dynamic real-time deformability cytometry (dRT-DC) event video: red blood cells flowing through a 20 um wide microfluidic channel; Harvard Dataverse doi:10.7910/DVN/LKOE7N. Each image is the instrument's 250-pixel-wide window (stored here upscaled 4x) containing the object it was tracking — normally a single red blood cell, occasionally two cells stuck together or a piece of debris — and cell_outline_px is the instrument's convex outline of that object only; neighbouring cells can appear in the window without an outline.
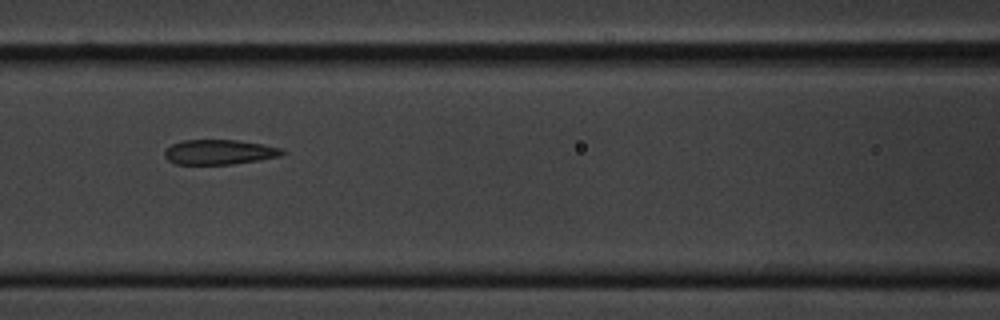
{"species": "common noctule bat (a hibernating species)", "species_latin": "Nyctalus noctula", "temperature_condition": "cold", "stored_images_in_passage": 6, "camera_frame_rate_fps": 3000, "um_per_image_px": 0.085, "animal": {"sex": "male", "body_mass_g": 20.1, "forearm_length_mm": 53.5}, "frame": {"image": 1, "passage_image": 3, "time_ms": 2.0, "image_size_px": [1000, 320], "cell_outline_px": [[284, 152], [280, 156], [260, 160], [232, 164], [176, 164], [168, 160], [164, 156], [164, 152], [172, 144], [184, 140], [236, 140], [264, 144], [284, 148]], "centroid_in_image_um": [18.67, 12.92], "position_along_channel_um": 147.9, "area_um2": 17.05}}
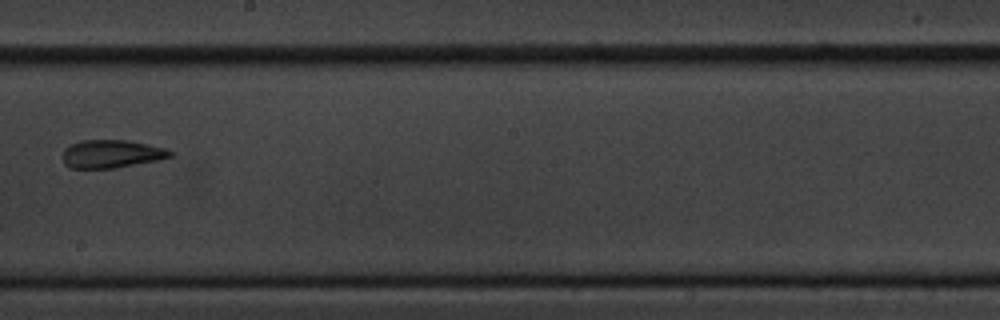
{"frame": {"image": 2, "passage_image": 5, "time_ms": 4.667, "image_size_px": [1000, 320], "cell_outline_px": [[172, 156], [160, 160], [116, 168], [68, 168], [64, 164], [64, 148], [80, 140], [128, 140], [164, 148], [172, 152]], "centroid_in_image_um": [9.47, 13.09], "position_along_channel_um": 238.7, "area_um2": 17.57}}
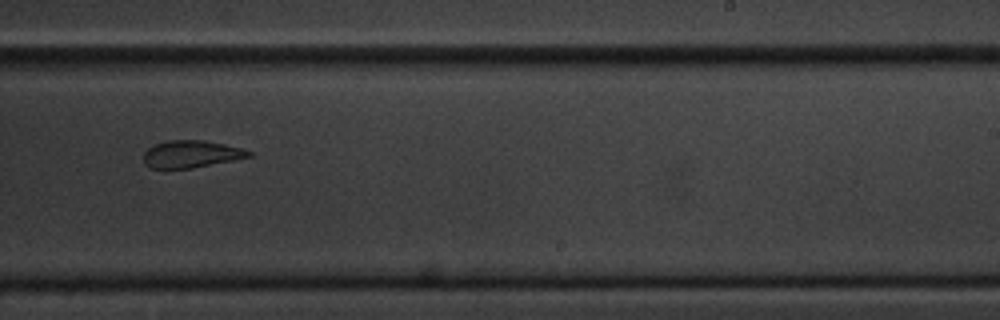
{"frame": {"image": 3, "passage_image": 6, "time_ms": 5.667, "image_size_px": [1000, 320], "cell_outline_px": [[252, 156], [192, 168], [148, 168], [144, 164], [144, 152], [148, 148], [156, 144], [168, 140], [204, 140], [244, 148], [252, 152]], "centroid_in_image_um": [16.25, 13.09], "position_along_channel_um": 272.8, "area_um2": 16.65}}